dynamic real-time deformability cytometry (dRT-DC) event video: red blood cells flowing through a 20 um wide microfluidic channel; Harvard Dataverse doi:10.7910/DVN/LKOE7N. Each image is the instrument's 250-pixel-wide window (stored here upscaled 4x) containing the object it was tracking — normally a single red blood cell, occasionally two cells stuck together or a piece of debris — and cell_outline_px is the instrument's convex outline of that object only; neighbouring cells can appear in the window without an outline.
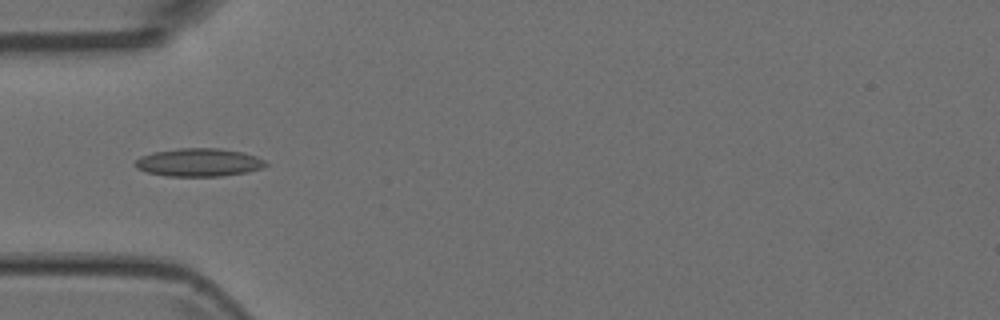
{"species": "Egyptian fruit bat (a non-hibernating species)", "species_latin": "Rousettus aegyptiacus", "temperature_condition": "room temperature", "stored_images_in_passage": 4, "camera_frame_rate_fps": 3000, "um_per_image_px": 0.085, "animal": {"sex": "female"}, "frame": {"image": 1, "passage_image": 4, "time_ms": 1.0, "image_size_px": [1000, 320], "cell_outline_px": [[268, 164], [260, 168], [244, 172], [224, 176], [168, 176], [148, 172], [136, 168], [132, 164], [140, 156], [152, 152], [180, 148], [220, 148], [244, 152], [256, 156], [264, 160]], "centroid_in_image_um": [16.87, 13.79], "position_along_channel_um": 68.1, "area_um2": 21.39}}